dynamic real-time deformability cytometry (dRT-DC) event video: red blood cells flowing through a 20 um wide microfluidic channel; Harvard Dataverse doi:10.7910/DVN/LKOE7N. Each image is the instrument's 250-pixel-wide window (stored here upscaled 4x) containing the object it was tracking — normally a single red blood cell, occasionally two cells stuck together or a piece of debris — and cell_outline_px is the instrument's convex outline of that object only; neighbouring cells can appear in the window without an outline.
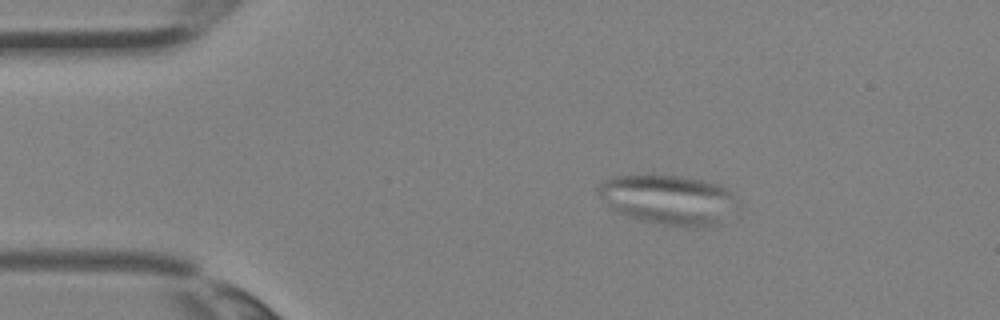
{"species": "Egyptian fruit bat (a non-hibernating species)", "species_latin": "Rousettus aegyptiacus", "temperature_condition": "room temperature", "stored_images_in_passage": 2, "camera_frame_rate_fps": 3000, "um_per_image_px": 0.085, "animal": {"sex": "female"}, "frame": {"image": 1, "passage_image": 1, "time_ms": 0.0, "image_size_px": [1000, 320], "cell_outline_px": [[740, 200], [716, 224], [696, 228], [692, 228], [664, 224], [640, 220], [616, 212], [596, 192], [596, 188], [600, 180], [612, 176], [680, 176], [704, 180], [716, 184], [732, 192]], "centroid_in_image_um": [56.76, 16.96], "position_along_channel_um": 28.2, "area_um2": 39.94}}